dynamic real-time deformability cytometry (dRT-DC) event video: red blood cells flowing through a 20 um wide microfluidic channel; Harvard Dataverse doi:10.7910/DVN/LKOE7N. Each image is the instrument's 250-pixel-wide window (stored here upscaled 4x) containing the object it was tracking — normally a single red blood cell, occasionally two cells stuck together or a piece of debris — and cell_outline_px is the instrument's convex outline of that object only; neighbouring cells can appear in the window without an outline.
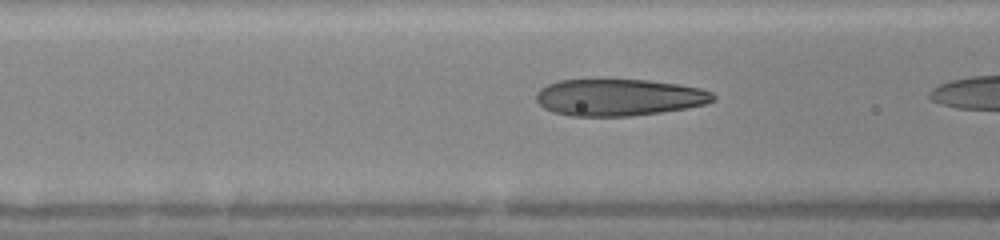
{"species": "human", "species_latin": "Homo sapiens", "temperature_condition": "warm", "stored_images_in_passage": 24, "camera_frame_rate_fps": 3000, "um_per_image_px": 0.085, "donor": {"sex": "female"}, "frame": {"image": 1, "passage_image": 16, "time_ms": 5.0, "image_size_px": [1000, 240], "cell_outline_px": [[716, 100], [704, 104], [684, 108], [660, 112], [632, 116], [572, 116], [552, 112], [544, 108], [536, 100], [536, 92], [540, 88], [548, 84], [560, 80], [648, 80], [676, 84], [700, 88], [712, 92], [716, 96]], "centroid_in_image_um": [52.59, 8.28], "position_along_channel_um": 114.0, "area_um2": 37.86}}
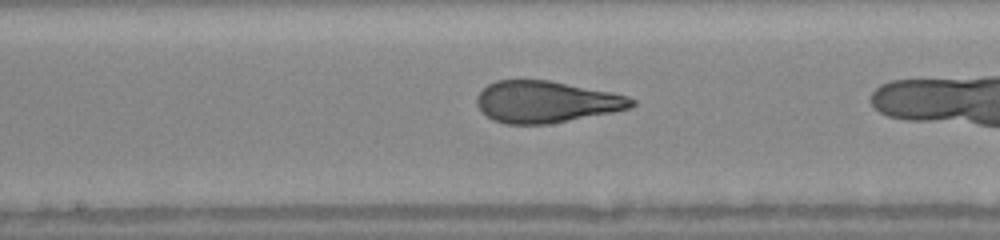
{"frame": {"image": 2, "passage_image": 22, "time_ms": 7.0, "image_size_px": [1000, 240], "cell_outline_px": [[636, 104], [632, 108], [612, 112], [548, 124], [508, 124], [492, 120], [476, 104], [476, 96], [488, 84], [496, 80], [548, 80], [612, 92], [628, 96], [636, 100]], "centroid_in_image_um": [46.44, 8.65], "position_along_channel_um": 201.8, "area_um2": 37.51}}